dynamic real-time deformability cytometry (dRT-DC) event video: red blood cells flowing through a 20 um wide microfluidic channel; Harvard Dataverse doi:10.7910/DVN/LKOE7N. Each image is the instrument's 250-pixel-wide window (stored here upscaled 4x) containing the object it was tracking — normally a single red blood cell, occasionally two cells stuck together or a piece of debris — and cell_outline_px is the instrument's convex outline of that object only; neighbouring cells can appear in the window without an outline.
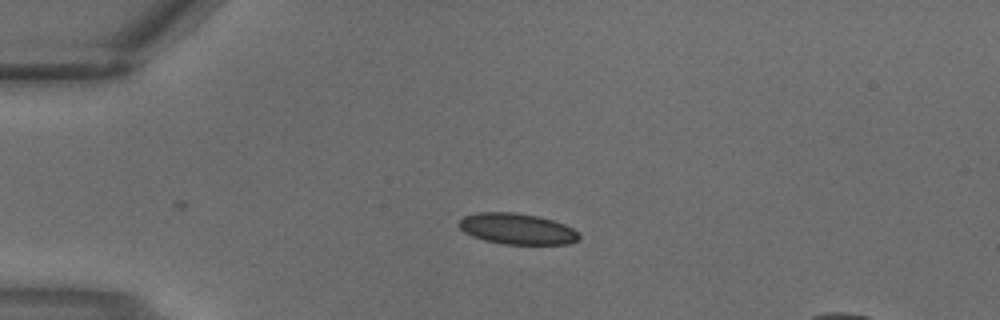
{"species": "common noctule bat (a hibernating species)", "species_latin": "Nyctalus noctula", "temperature_condition": "warm", "stored_images_in_passage": 3, "camera_frame_rate_fps": 3000, "um_per_image_px": 0.085, "animal": {"sex": "male", "body_mass_g": 18.8}, "frame": {"image": 1, "passage_image": 3, "time_ms": 0.667, "image_size_px": [1000, 320], "cell_outline_px": [[580, 236], [576, 240], [568, 244], [504, 244], [484, 240], [472, 236], [464, 232], [456, 224], [464, 216], [476, 212], [516, 212], [540, 216], [564, 224], [580, 232]], "centroid_in_image_um": [43.93, 19.44], "position_along_channel_um": 41.1, "area_um2": 21.85}}